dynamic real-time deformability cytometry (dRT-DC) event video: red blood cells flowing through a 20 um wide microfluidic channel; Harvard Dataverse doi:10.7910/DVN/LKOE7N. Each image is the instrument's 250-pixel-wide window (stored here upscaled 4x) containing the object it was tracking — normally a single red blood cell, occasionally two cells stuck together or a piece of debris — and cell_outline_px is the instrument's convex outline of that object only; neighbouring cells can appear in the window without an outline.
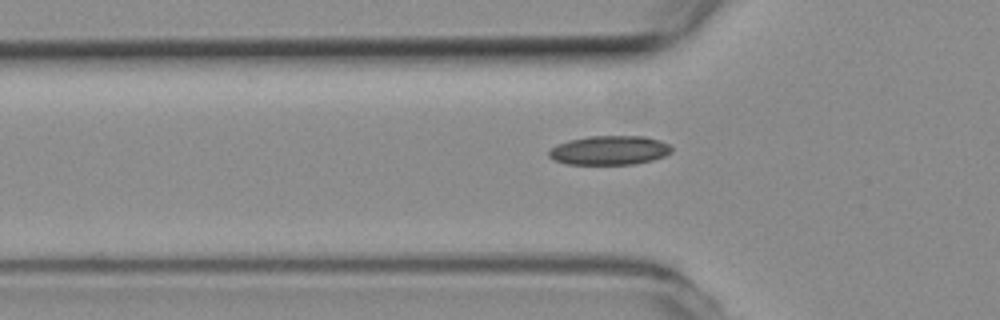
{"species": "common noctule bat (a hibernating species)", "species_latin": "Nyctalus noctula", "temperature_condition": "room temperature", "stored_images_in_passage": 40, "camera_frame_rate_fps": 3000, "um_per_image_px": 0.085, "animal": {"sex": "female", "body_mass_g": 19.3, "forearm_length_mm": 54.1}, "frame": {"image": 1, "passage_image": 9, "time_ms": 2.667, "image_size_px": [1000, 320], "cell_outline_px": [[672, 152], [664, 156], [652, 160], [636, 164], [568, 164], [552, 160], [548, 156], [548, 152], [556, 144], [568, 140], [588, 136], [644, 136], [660, 140], [668, 144], [672, 148]], "centroid_in_image_um": [51.79, 12.77], "position_along_channel_um": 74.0, "area_um2": 20.98}}
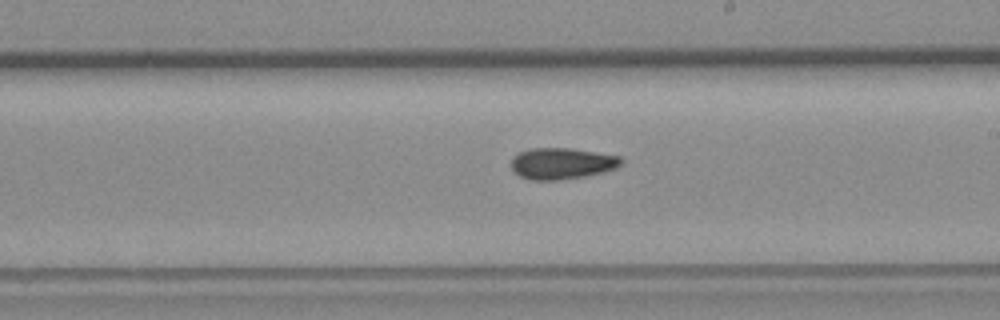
{"frame": {"image": 2, "passage_image": 22, "time_ms": 7.0, "image_size_px": [1000, 320], "cell_outline_px": [[624, 160], [616, 168], [604, 172], [588, 176], [560, 180], [532, 180], [520, 176], [512, 168], [512, 156], [520, 152], [532, 148], [568, 148], [620, 156]], "centroid_in_image_um": [47.77, 13.9], "position_along_channel_um": 241.2, "area_um2": 20.06}}
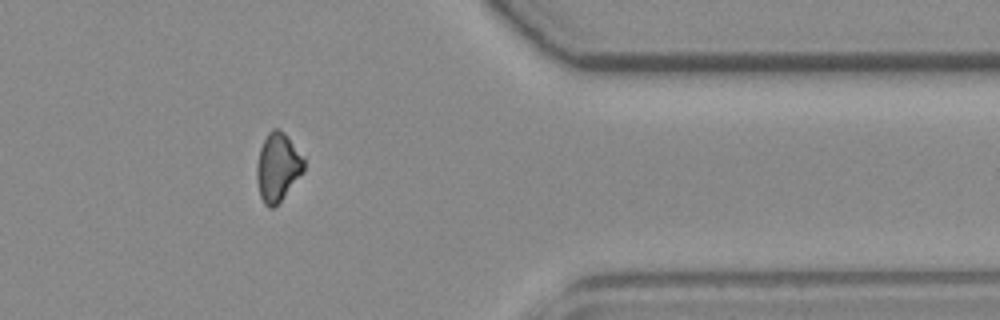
{"frame": {"image": 3, "passage_image": 35, "time_ms": 11.333, "image_size_px": [1000, 320], "cell_outline_px": [[304, 172], [280, 200], [272, 208], [268, 208], [264, 204], [260, 196], [256, 180], [256, 164], [260, 148], [268, 132], [272, 128], [276, 128], [284, 132], [304, 160]], "centroid_in_image_um": [23.57, 14.21], "position_along_channel_um": 387.8, "area_um2": 18.55}}